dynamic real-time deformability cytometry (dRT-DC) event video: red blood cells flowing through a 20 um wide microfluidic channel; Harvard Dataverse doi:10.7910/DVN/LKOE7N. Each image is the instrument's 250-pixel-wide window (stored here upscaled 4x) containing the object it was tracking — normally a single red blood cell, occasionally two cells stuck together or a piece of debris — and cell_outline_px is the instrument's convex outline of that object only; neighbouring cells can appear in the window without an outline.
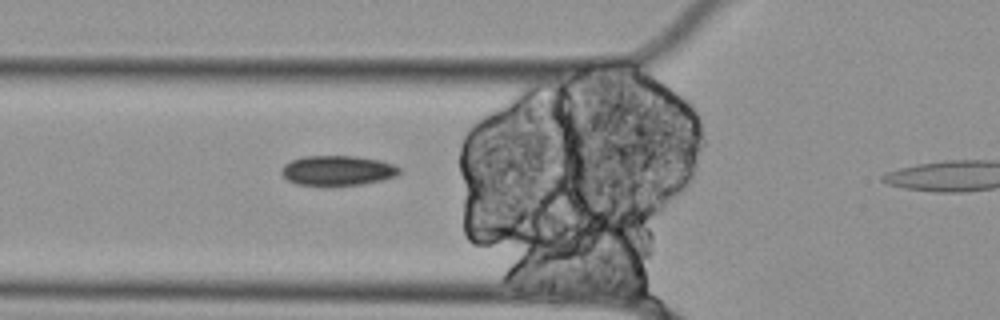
{"species": "Egyptian fruit bat (a non-hibernating species)", "species_latin": "Rousettus aegyptiacus", "temperature_condition": "cold", "stored_images_in_passage": 18, "segment_of_instrument_passage": [2, 2], "camera_frame_rate_fps": 3000, "um_per_image_px": 0.085, "animal": {"sex": "female"}, "frame": {"image": 1, "passage_image": 10, "time_ms": 3.0, "image_size_px": [1000, 320], "cell_outline_px": [[400, 172], [396, 176], [384, 180], [364, 184], [328, 188], [296, 184], [288, 180], [280, 172], [280, 168], [284, 164], [292, 160], [304, 156], [356, 156], [380, 160], [392, 164], [400, 168]], "centroid_in_image_um": [28.67, 14.53], "position_along_channel_um": 97.1, "area_um2": 21.33}}
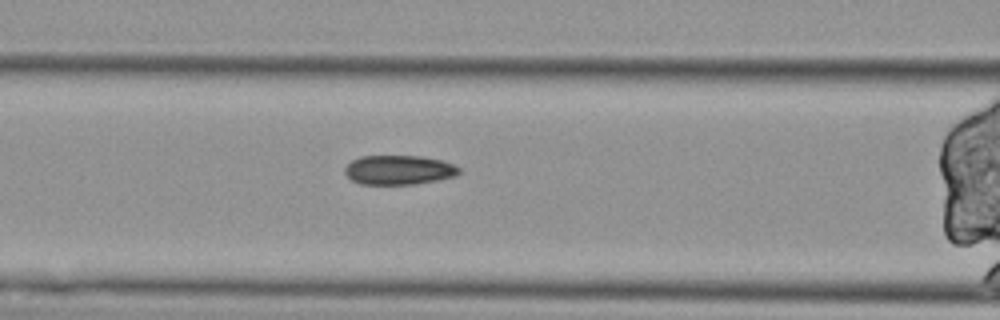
{"frame": {"image": 2, "passage_image": 13, "time_ms": 4.0, "image_size_px": [1000, 320], "cell_outline_px": [[460, 172], [456, 176], [416, 184], [360, 184], [352, 180], [344, 172], [344, 168], [352, 160], [360, 156], [420, 156], [440, 160], [452, 164], [460, 168]], "centroid_in_image_um": [33.88, 14.44], "position_along_channel_um": 132.7, "area_um2": 19.48}}
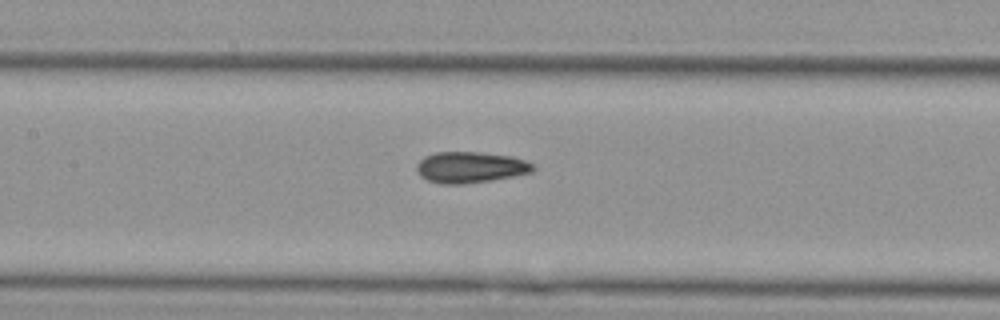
{"frame": {"image": 3, "passage_image": 16, "time_ms": 5.0, "image_size_px": [1000, 320], "cell_outline_px": [[536, 168], [532, 172], [512, 176], [488, 180], [460, 184], [440, 184], [428, 180], [420, 176], [416, 168], [416, 164], [424, 156], [436, 152], [480, 152], [512, 156], [536, 164]], "centroid_in_image_um": [39.98, 14.21], "position_along_channel_um": 167.4, "area_um2": 21.1}}